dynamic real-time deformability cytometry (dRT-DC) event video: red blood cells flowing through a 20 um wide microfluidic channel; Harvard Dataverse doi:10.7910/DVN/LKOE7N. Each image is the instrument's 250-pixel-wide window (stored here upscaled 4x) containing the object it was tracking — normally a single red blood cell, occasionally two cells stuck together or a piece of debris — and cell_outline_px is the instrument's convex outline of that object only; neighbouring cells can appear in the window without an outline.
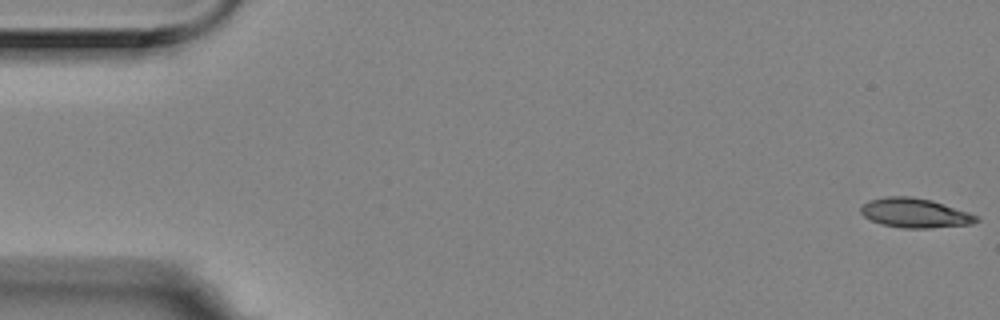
{"species": "Egyptian fruit bat (a non-hibernating species)", "species_latin": "Rousettus aegyptiacus", "temperature_condition": "room temperature", "stored_images_in_passage": 5, "camera_frame_rate_fps": 3000, "um_per_image_px": 0.085, "animal": {"sex": "female"}, "frame": {"image": 1, "passage_image": 1, "time_ms": 0.0, "image_size_px": [1000, 320], "cell_outline_px": [[980, 220], [972, 224], [928, 228], [904, 228], [880, 224], [864, 216], [860, 212], [860, 208], [868, 200], [884, 196], [912, 196], [932, 200], [980, 216]], "centroid_in_image_um": [77.78, 18.1], "position_along_channel_um": 7.2, "area_um2": 19.94}}
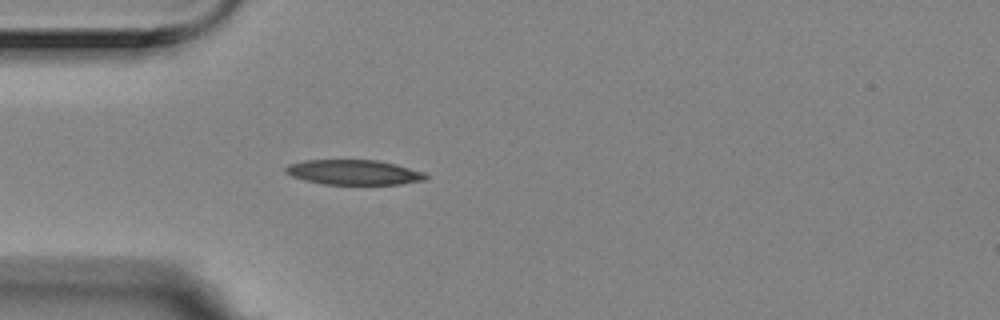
{"frame": {"image": 2, "passage_image": 5, "time_ms": 1.333, "image_size_px": [1000, 320], "cell_outline_px": [[428, 176], [424, 180], [400, 184], [324, 184], [304, 180], [292, 176], [284, 172], [284, 168], [288, 164], [304, 160], [376, 160], [396, 164], [424, 172]], "centroid_in_image_um": [30.04, 14.64], "position_along_channel_um": 55.0, "area_um2": 20.35}}